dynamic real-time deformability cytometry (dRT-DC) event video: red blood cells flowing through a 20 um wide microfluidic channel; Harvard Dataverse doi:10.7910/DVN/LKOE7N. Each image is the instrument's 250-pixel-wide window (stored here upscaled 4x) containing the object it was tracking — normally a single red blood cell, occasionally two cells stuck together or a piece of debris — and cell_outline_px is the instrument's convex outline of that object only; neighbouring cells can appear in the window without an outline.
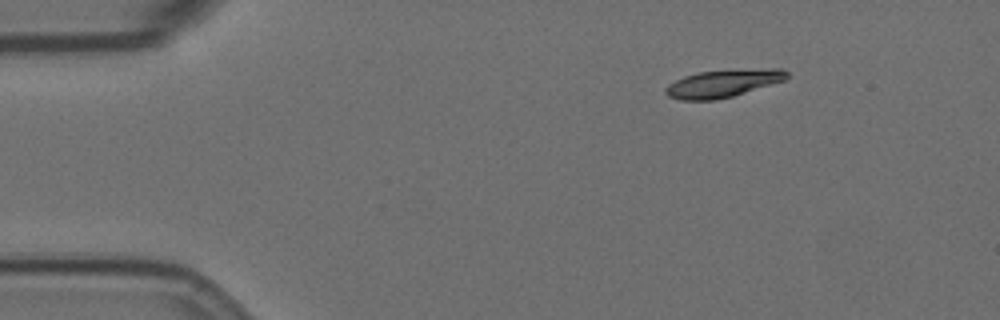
{"species": "Egyptian fruit bat (a non-hibernating species)", "species_latin": "Rousettus aegyptiacus", "temperature_condition": "room temperature", "stored_images_in_passage": 14, "camera_frame_rate_fps": 3000, "um_per_image_px": 0.085, "animal": {"sex": "female"}, "frame": {"image": 1, "passage_image": 1, "time_ms": 0.0, "image_size_px": [1000, 320], "cell_outline_px": [[788, 76], [784, 80], [732, 96], [716, 100], [680, 100], [668, 96], [664, 92], [664, 88], [668, 84], [684, 76], [696, 72], [764, 68], [784, 68], [788, 72]], "centroid_in_image_um": [61.43, 7.08], "position_along_channel_um": 23.6, "area_um2": 19.48}}
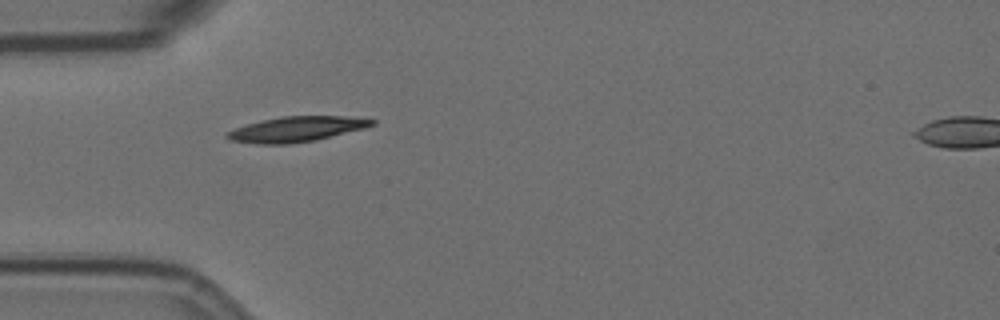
{"frame": {"image": 2, "passage_image": 10, "time_ms": 3.0, "image_size_px": [1000, 320], "cell_outline_px": [[376, 124], [364, 128], [316, 140], [292, 144], [256, 144], [228, 140], [224, 136], [224, 132], [260, 120], [280, 116], [344, 116], [376, 120]], "centroid_in_image_um": [25.14, 10.98], "position_along_channel_um": 59.9, "area_um2": 21.44}}
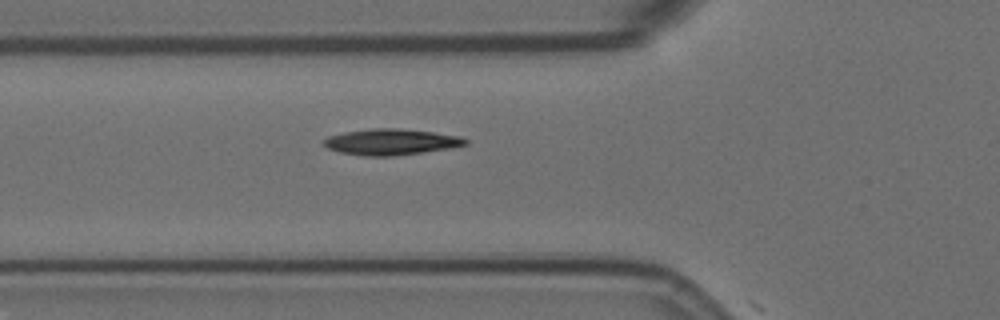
{"frame": {"image": 3, "passage_image": 13, "time_ms": 4.0, "image_size_px": [1000, 320], "cell_outline_px": [[468, 144], [448, 148], [424, 152], [392, 156], [364, 156], [340, 152], [328, 148], [324, 144], [324, 140], [328, 136], [344, 132], [372, 128], [400, 128], [432, 132], [460, 136], [468, 140]], "centroid_in_image_um": [33.24, 12.06], "position_along_channel_um": 92.6, "area_um2": 21.39}}